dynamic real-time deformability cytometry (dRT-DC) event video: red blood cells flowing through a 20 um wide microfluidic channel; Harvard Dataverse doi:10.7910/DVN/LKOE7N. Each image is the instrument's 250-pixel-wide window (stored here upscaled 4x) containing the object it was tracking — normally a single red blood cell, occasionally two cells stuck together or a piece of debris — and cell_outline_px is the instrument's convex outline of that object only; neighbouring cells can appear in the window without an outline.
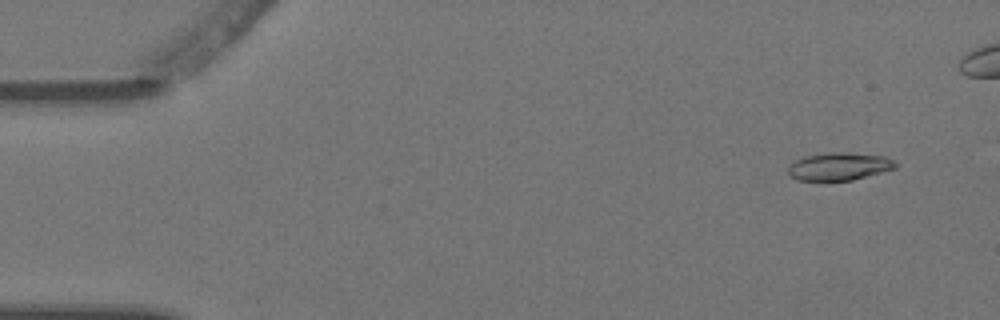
{"species": "Egyptian fruit bat (a non-hibernating species)", "species_latin": "Rousettus aegyptiacus", "temperature_condition": "warm", "stored_images_in_passage": 7, "camera_frame_rate_fps": 3000, "um_per_image_px": 0.085, "animal": {"sex": "female"}, "frame": {"image": 1, "passage_image": 2, "time_ms": 0.333, "image_size_px": [1000, 320], "cell_outline_px": [[896, 168], [852, 180], [796, 180], [788, 172], [788, 168], [796, 160], [808, 156], [828, 152], [844, 152], [884, 156], [896, 160]], "centroid_in_image_um": [71.37, 14.14], "position_along_channel_um": 13.6, "area_um2": 17.11}}
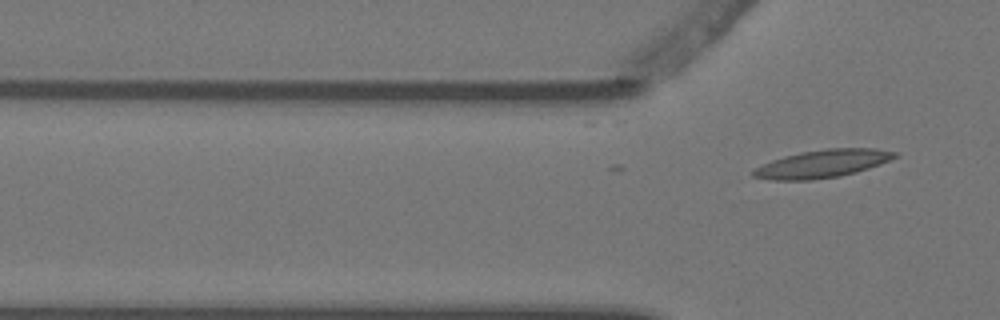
{"frame": {"image": 2, "passage_image": 7, "time_ms": 2.0, "image_size_px": [1000, 320], "cell_outline_px": [[900, 152], [896, 156], [880, 164], [856, 172], [840, 176], [812, 180], [772, 180], [752, 176], [752, 172], [756, 168], [772, 160], [784, 156], [800, 152], [828, 148], [876, 148]], "centroid_in_image_um": [69.93, 13.91], "position_along_channel_um": 55.9, "area_um2": 22.89}}